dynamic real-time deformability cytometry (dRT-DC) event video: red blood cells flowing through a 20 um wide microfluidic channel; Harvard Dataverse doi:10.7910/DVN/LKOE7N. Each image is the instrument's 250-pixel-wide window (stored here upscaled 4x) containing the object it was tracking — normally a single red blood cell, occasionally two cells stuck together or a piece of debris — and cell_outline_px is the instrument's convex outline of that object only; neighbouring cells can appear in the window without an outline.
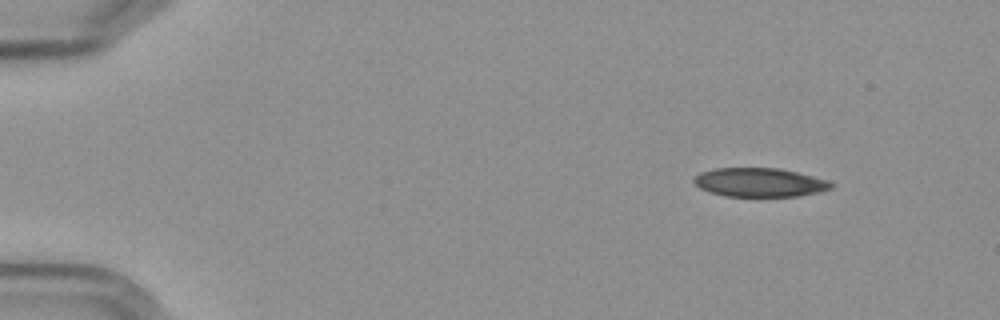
{"species": "Egyptian fruit bat (a non-hibernating species)", "species_latin": "Rousettus aegyptiacus", "temperature_condition": "cold", "stored_images_in_passage": 4, "camera_frame_rate_fps": 3000, "um_per_image_px": 0.085, "frame": {"image": 1, "passage_image": 1, "time_ms": 0.0, "image_size_px": [1000, 320], "cell_outline_px": [[832, 188], [820, 192], [800, 196], [724, 196], [700, 188], [692, 180], [700, 172], [716, 168], [780, 168], [828, 180], [832, 184]], "centroid_in_image_um": [64.58, 15.5], "position_along_channel_um": 20.4, "area_um2": 22.95}}
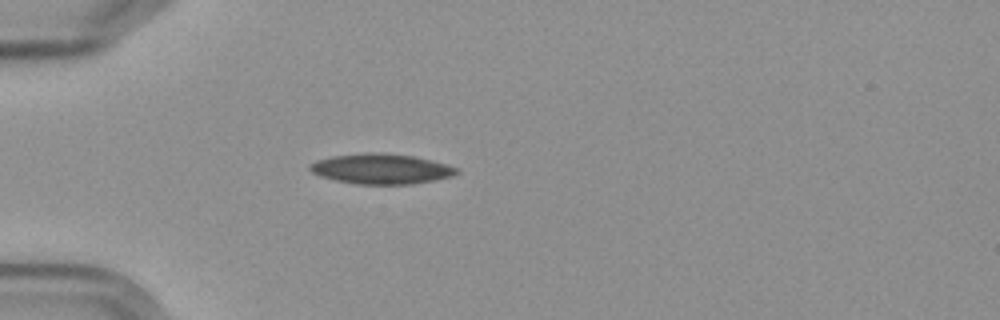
{"frame": {"image": 2, "passage_image": 4, "time_ms": 3.333, "image_size_px": [1000, 320], "cell_outline_px": [[460, 172], [452, 176], [412, 184], [356, 184], [336, 180], [320, 176], [312, 172], [308, 168], [316, 160], [332, 156], [368, 152], [372, 152], [412, 156], [444, 164], [456, 168]], "centroid_in_image_um": [32.36, 14.36], "position_along_channel_um": 52.6, "area_um2": 25.37}}